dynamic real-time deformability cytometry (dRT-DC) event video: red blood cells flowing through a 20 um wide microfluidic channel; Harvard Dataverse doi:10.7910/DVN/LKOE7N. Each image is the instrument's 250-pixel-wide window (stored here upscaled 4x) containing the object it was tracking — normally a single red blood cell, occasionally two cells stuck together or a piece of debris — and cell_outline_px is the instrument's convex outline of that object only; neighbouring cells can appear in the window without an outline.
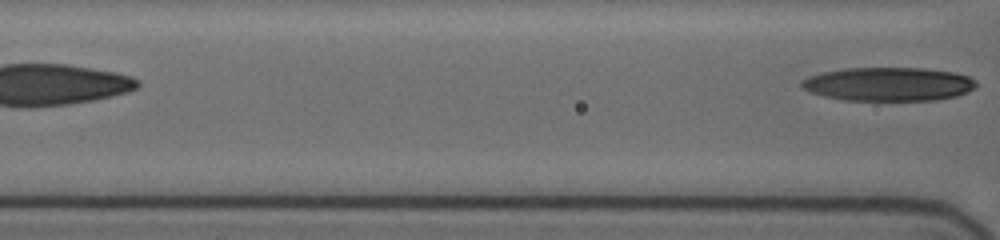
{"species": "human", "species_latin": "Homo sapiens", "temperature_condition": "cold", "stored_images_in_passage": 12, "segment_of_instrument_passage": [2, 2], "camera_frame_rate_fps": 3000, "um_per_image_px": 0.085, "donor": {"sex": "female"}, "frame": {"image": 1, "passage_image": 12, "time_ms": 6.667, "image_size_px": [1000, 240], "cell_outline_px": [[976, 84], [968, 92], [956, 96], [936, 100], [844, 100], [824, 96], [812, 92], [804, 88], [800, 84], [800, 80], [808, 76], [824, 72], [844, 68], [924, 68], [952, 72], [968, 76], [976, 80]], "centroid_in_image_um": [75.51, 7.15], "position_along_channel_um": 91.1, "area_um2": 34.16}}